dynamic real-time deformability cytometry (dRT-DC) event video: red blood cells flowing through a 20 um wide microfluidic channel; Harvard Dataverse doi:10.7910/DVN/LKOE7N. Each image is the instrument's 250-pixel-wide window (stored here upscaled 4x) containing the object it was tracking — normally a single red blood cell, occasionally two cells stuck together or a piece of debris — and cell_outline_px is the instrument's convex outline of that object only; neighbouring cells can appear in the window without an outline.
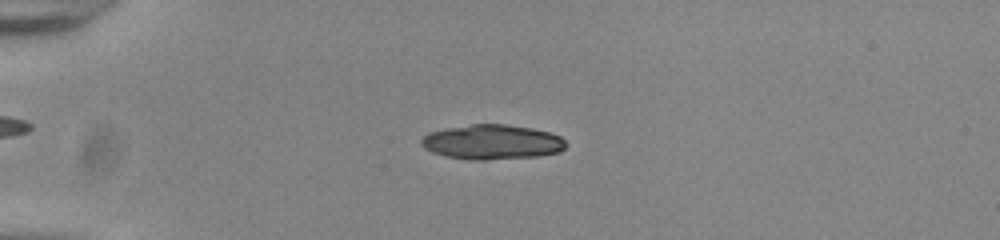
{"species": "common noctule bat (a hibernating species)", "species_latin": "Nyctalus noctula", "temperature_condition": "room temperature", "stored_images_in_passage": 47, "camera_frame_rate_fps": 3000, "um_per_image_px": 0.085, "animal": {"sex": "male", "body_mass_g": 20.0, "forearm_length_mm": 53.3}, "frame": {"image": 1, "passage_image": 8, "time_ms": 2.333, "image_size_px": [1000, 240], "cell_outline_px": [[568, 144], [560, 152], [540, 156], [488, 160], [468, 160], [444, 156], [432, 152], [424, 148], [420, 144], [420, 140], [428, 132], [448, 128], [472, 124], [504, 124], [532, 128], [548, 132], [560, 136]], "centroid_in_image_um": [41.82, 12.08], "position_along_channel_um": 43.2, "area_um2": 29.54}, "authors_computed_cell_mechanics": {"area_um2": 27.2816, "velocity_mm_per_s": 3.8403, "shape_relaxation_time_tau1_ms": 2.5625, "shape_relaxation_time_tau2_ms": 0.6465, "deformation_change_tau1": 0.3554, "deformation_change_tau2": 0.0773}}